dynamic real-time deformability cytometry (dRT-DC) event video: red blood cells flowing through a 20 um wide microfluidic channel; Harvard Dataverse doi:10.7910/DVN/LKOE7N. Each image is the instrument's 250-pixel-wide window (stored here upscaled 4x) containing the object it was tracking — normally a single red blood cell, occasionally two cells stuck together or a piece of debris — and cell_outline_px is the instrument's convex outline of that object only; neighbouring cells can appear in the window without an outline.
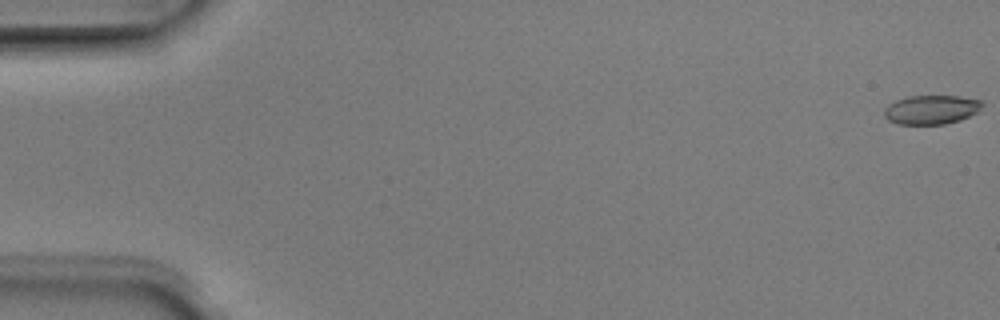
{"species": "Egyptian fruit bat (a non-hibernating species)", "species_latin": "Rousettus aegyptiacus", "temperature_condition": "room temperature", "stored_images_in_passage": 6, "camera_frame_rate_fps": 3000, "um_per_image_px": 0.085, "animal": {"sex": "male"}, "frame": {"image": 1, "passage_image": 1, "time_ms": 0.0, "image_size_px": [1000, 320], "cell_outline_px": [[984, 104], [976, 112], [960, 120], [944, 124], [896, 124], [888, 120], [884, 116], [884, 108], [888, 104], [896, 100], [908, 96], [960, 96], [984, 100]], "centroid_in_image_um": [79.15, 9.31], "position_along_channel_um": 5.8, "area_um2": 16.7}}